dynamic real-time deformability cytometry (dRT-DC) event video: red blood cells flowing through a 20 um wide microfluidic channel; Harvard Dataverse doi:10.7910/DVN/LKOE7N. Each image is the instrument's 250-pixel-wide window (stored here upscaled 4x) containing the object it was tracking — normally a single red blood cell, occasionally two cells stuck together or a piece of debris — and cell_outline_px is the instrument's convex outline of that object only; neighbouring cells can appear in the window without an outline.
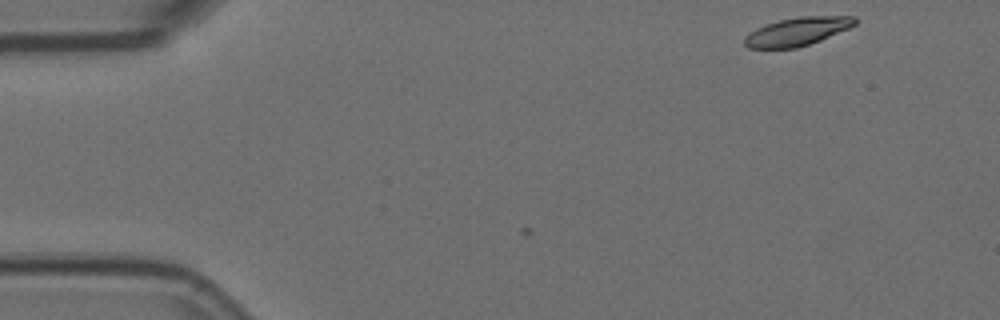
{"species": "Egyptian fruit bat (a non-hibernating species)", "species_latin": "Rousettus aegyptiacus", "temperature_condition": "room temperature", "stored_images_in_passage": 3, "camera_frame_rate_fps": 3000, "um_per_image_px": 0.085, "animal": {"sex": "female"}, "frame": {"image": 1, "passage_image": 1, "time_ms": 0.0, "image_size_px": [1000, 320], "cell_outline_px": [[856, 24], [848, 28], [820, 40], [796, 48], [748, 48], [744, 44], [744, 40], [756, 28], [780, 20], [800, 16], [856, 16]], "centroid_in_image_um": [67.79, 2.67], "position_along_channel_um": 17.2, "area_um2": 17.8}}